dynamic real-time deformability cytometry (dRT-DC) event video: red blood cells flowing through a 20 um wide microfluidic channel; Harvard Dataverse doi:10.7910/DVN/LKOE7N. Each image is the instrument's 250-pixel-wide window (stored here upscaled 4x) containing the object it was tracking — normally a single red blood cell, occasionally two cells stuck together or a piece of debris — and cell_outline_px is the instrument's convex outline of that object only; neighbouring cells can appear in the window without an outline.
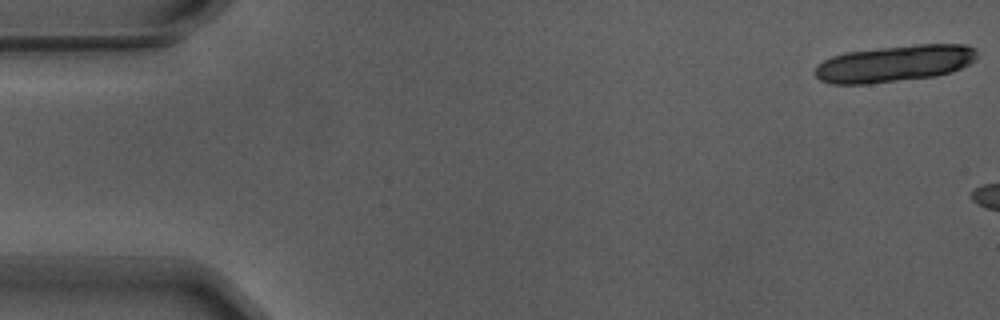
{"species": "Egyptian fruit bat (a non-hibernating species)", "species_latin": "Rousettus aegyptiacus", "temperature_condition": "warm", "stored_images_in_passage": 6, "camera_frame_rate_fps": 3000, "um_per_image_px": 0.085, "animal": {"sex": "male"}, "frame": {"image": 1, "passage_image": 1, "time_ms": 0.0, "image_size_px": [1000, 320], "cell_outline_px": [[976, 60], [960, 68], [936, 76], [868, 84], [832, 84], [820, 80], [816, 76], [816, 68], [824, 60], [832, 56], [848, 52], [880, 48], [916, 44], [968, 44], [976, 48]], "centroid_in_image_um": [76.07, 5.4], "position_along_channel_um": 8.9, "area_um2": 34.39}}